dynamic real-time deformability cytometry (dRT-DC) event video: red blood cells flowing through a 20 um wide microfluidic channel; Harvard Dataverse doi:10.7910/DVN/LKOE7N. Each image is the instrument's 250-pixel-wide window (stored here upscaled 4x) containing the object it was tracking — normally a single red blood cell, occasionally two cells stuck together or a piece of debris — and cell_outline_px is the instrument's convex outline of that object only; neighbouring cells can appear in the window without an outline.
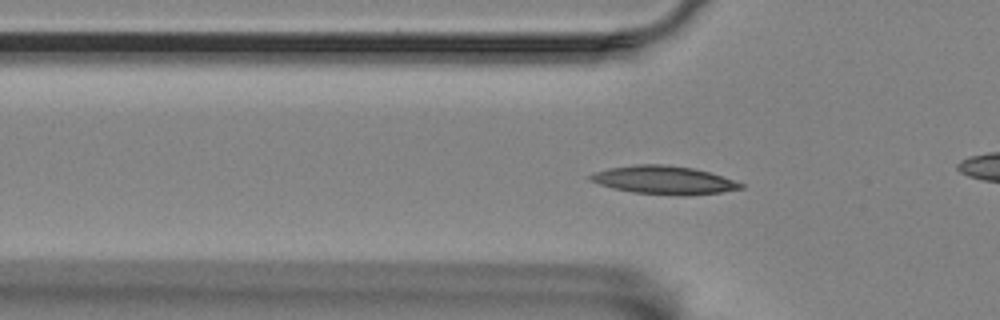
{"species": "Egyptian fruit bat (a non-hibernating species)", "species_latin": "Rousettus aegyptiacus", "temperature_condition": "room temperature", "stored_images_in_passage": 59, "camera_frame_rate_fps": 3000, "um_per_image_px": 0.085, "animal": {"sex": "female"}, "frame": {"image": 1, "passage_image": 19, "time_ms": 6.0, "image_size_px": [1000, 320], "cell_outline_px": [[744, 188], [720, 192], [688, 196], [680, 196], [632, 192], [612, 188], [588, 180], [588, 176], [596, 172], [608, 168], [636, 164], [664, 164], [692, 168], [708, 172], [744, 184]], "centroid_in_image_um": [56.4, 15.31], "position_along_channel_um": 69.4, "area_um2": 24.68}}
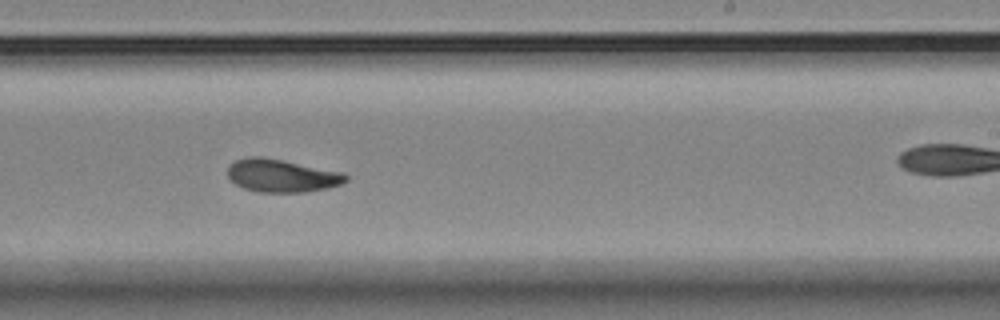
{"frame": {"image": 2, "passage_image": 36, "time_ms": 11.667, "image_size_px": [1000, 320], "cell_outline_px": [[348, 180], [340, 184], [328, 188], [304, 192], [256, 192], [244, 188], [236, 184], [228, 176], [228, 168], [236, 160], [248, 156], [260, 156], [344, 172], [348, 176]], "centroid_in_image_um": [23.96, 14.93], "position_along_channel_um": 265.0, "area_um2": 22.54}}
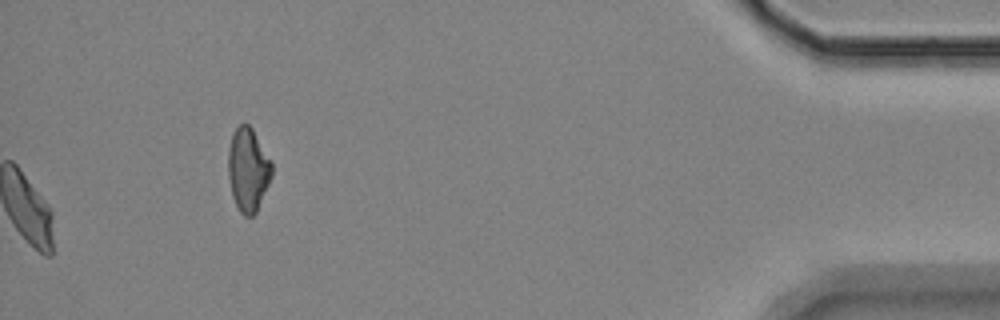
{"frame": {"image": 3, "passage_image": 59, "time_ms": 19.333, "image_size_px": [1000, 320], "cell_outline_px": [[272, 176], [256, 212], [252, 216], [244, 216], [240, 212], [232, 196], [228, 176], [228, 148], [232, 132], [240, 124], [248, 124], [252, 128], [272, 160]], "centroid_in_image_um": [21.08, 14.4], "position_along_channel_um": 414.1, "area_um2": 21.39}, "authors_computed_cell_mechanics": {"area_um2": 22.4264, "velocity_mm_per_s": 3.4456, "shape_relaxation_time_tau1_ms": 4.2945, "shape_relaxation_time_tau2_ms": 2.9933, "deformation_change_tau1": 0.1355, "deformation_change_tau2": 0.0808}}